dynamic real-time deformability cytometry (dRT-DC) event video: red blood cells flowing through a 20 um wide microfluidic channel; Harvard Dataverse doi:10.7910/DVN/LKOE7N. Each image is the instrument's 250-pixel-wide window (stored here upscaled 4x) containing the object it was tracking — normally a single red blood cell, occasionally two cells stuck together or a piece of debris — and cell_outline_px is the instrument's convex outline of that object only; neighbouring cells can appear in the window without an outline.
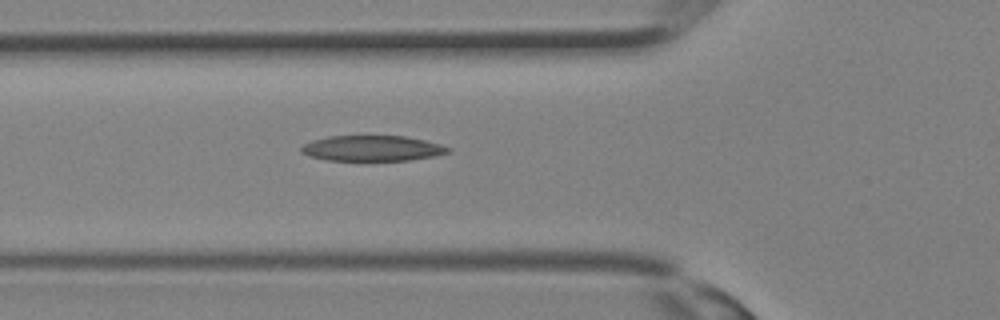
{"species": "Egyptian fruit bat (a non-hibernating species)", "species_latin": "Rousettus aegyptiacus", "temperature_condition": "room temperature", "stored_images_in_passage": 12, "camera_frame_rate_fps": 3000, "um_per_image_px": 0.085, "animal": {"sex": "female"}, "frame": {"image": 1, "passage_image": 4, "time_ms": 1.0, "image_size_px": [1000, 320], "cell_outline_px": [[452, 152], [436, 156], [408, 160], [324, 160], [308, 156], [300, 152], [300, 148], [304, 144], [312, 140], [328, 136], [404, 136], [424, 140], [440, 144], [452, 148]], "centroid_in_image_um": [31.64, 12.61], "position_along_channel_um": 94.2, "area_um2": 21.96}}
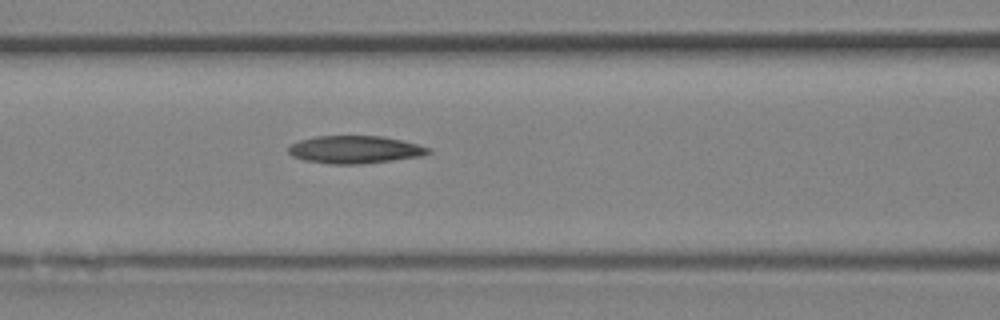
{"frame": {"image": 2, "passage_image": 6, "time_ms": 1.667, "image_size_px": [1000, 320], "cell_outline_px": [[432, 152], [420, 156], [392, 160], [360, 164], [332, 164], [304, 160], [292, 156], [288, 152], [288, 148], [292, 144], [300, 140], [312, 136], [384, 136], [432, 148]], "centroid_in_image_um": [30.16, 12.71], "position_along_channel_um": 136.4, "area_um2": 22.48}}
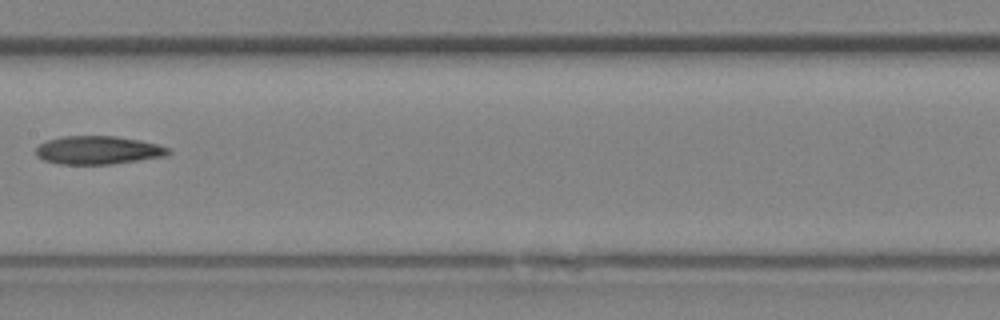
{"frame": {"image": 3, "passage_image": 9, "time_ms": 2.667, "image_size_px": [1000, 320], "cell_outline_px": [[172, 152], [168, 156], [112, 164], [60, 164], [44, 160], [36, 156], [36, 148], [40, 144], [48, 140], [64, 136], [116, 136], [140, 140], [172, 148]], "centroid_in_image_um": [8.39, 12.77], "position_along_channel_um": 199.0, "area_um2": 21.96}}